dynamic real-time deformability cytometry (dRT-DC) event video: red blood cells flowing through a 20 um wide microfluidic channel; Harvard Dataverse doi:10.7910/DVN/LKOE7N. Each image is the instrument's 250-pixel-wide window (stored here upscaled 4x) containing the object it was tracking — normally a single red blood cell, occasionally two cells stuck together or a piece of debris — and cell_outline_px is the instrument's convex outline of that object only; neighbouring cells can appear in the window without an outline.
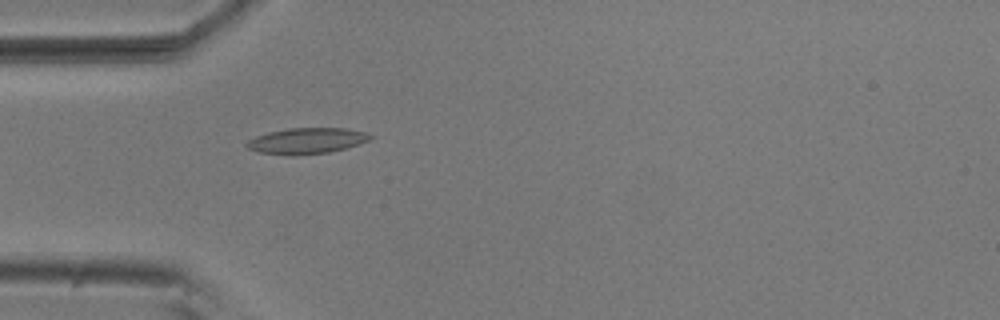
{"species": "common noctule bat (a hibernating species)", "species_latin": "Nyctalus noctula", "temperature_condition": "room temperature", "stored_images_in_passage": 34, "camera_frame_rate_fps": 3000, "um_per_image_px": 0.085, "animal": {"sex": "male", "body_mass_g": 20.5, "forearm_length_mm": 52.5}, "frame": {"image": 1, "passage_image": 1, "time_ms": 0.0, "image_size_px": [1000, 320], "cell_outline_px": [[372, 136], [368, 140], [344, 148], [328, 152], [260, 152], [248, 148], [244, 144], [248, 140], [256, 136], [268, 132], [288, 128], [348, 128], [364, 132]], "centroid_in_image_um": [26.07, 11.9], "position_along_channel_um": 58.9, "area_um2": 17.46}}
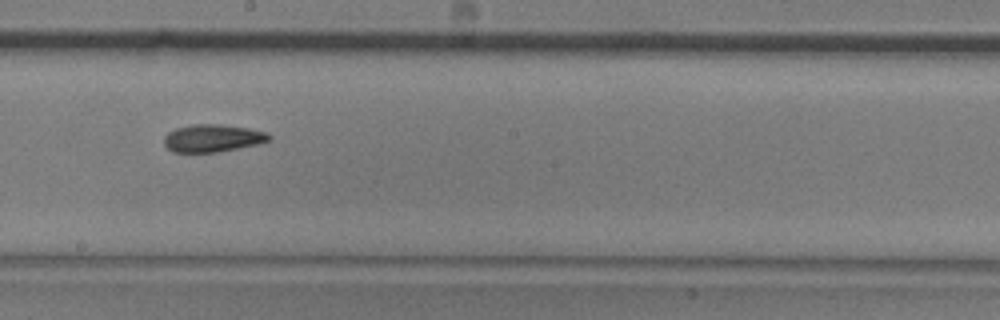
{"frame": {"image": 2, "passage_image": 15, "time_ms": 4.667, "image_size_px": [1000, 320], "cell_outline_px": [[272, 140], [256, 144], [216, 152], [172, 152], [164, 144], [164, 136], [168, 132], [176, 128], [192, 124], [220, 124], [248, 128], [264, 132], [272, 136]], "centroid_in_image_um": [18.05, 11.74], "position_along_channel_um": 230.2, "area_um2": 16.76}}
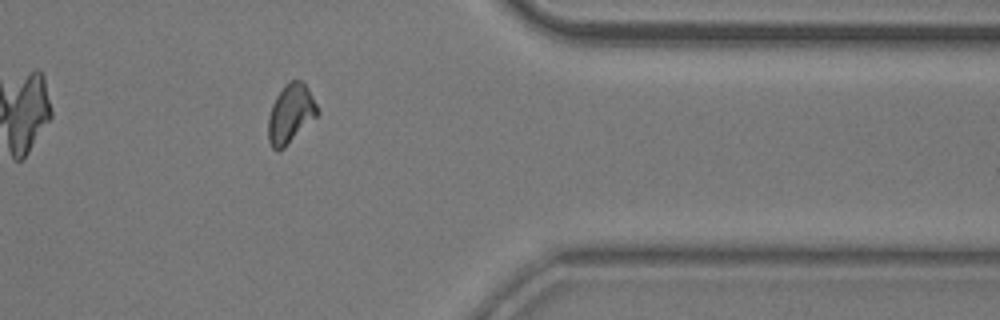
{"frame": {"image": 3, "passage_image": 29, "time_ms": 9.333, "image_size_px": [1000, 320], "cell_outline_px": [[320, 112], [284, 148], [272, 148], [268, 140], [268, 116], [272, 104], [276, 96], [284, 84], [292, 80], [304, 80]], "centroid_in_image_um": [24.69, 9.62], "position_along_channel_um": 386.7, "area_um2": 16.76}, "authors_computed_cell_mechanics": {"area_um2": 16.7331, "velocity_mm_per_s": 3.6982, "shape_relaxation_time_tau1_ms": 5.1891, "shape_relaxation_time_tau2_ms": 2.7603, "deformation_change_tau1": 0.1193, "deformation_change_tau2": 0.0741}}